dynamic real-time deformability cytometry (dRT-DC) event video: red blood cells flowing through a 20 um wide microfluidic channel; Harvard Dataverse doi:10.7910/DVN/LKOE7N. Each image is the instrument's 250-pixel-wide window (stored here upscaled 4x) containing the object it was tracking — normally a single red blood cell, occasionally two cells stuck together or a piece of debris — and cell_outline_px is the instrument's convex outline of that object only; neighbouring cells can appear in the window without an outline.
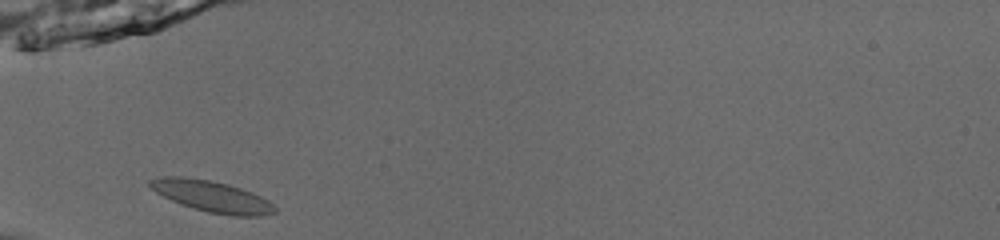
{"species": "common noctule bat (a hibernating species)", "species_latin": "Nyctalus noctula", "temperature_condition": "room temperature", "stored_images_in_passage": 34, "camera_frame_rate_fps": 3000, "um_per_image_px": 0.085, "animal": {"sex": "male", "body_mass_g": 13.0, "forearm_length_mm": 53.1}, "frame": {"image": 1, "passage_image": 1, "time_ms": 0.0, "image_size_px": [1000, 240], "cell_outline_px": [[276, 212], [264, 216], [232, 216], [208, 212], [192, 208], [180, 204], [156, 192], [148, 184], [148, 180], [160, 176], [180, 176], [208, 180], [228, 184], [252, 192], [268, 200], [276, 208]], "centroid_in_image_um": [18.01, 16.69], "position_along_channel_um": 67.0, "area_um2": 22.72}}
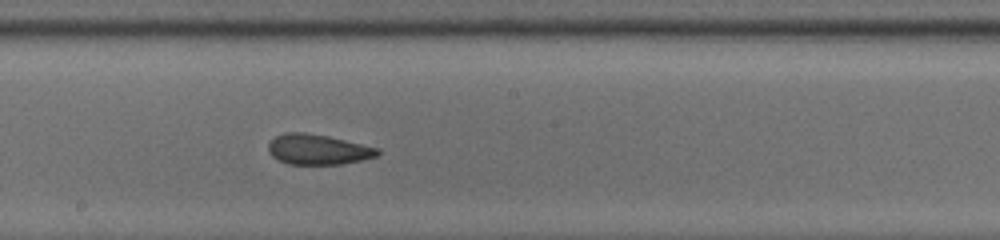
{"frame": {"image": 2, "passage_image": 13, "time_ms": 4.0, "image_size_px": [1000, 240], "cell_outline_px": [[380, 152], [376, 156], [344, 164], [288, 164], [272, 156], [268, 152], [268, 144], [276, 136], [284, 132], [304, 132], [328, 136], [380, 148]], "centroid_in_image_um": [27.02, 12.7], "position_along_channel_um": 221.2, "area_um2": 19.25}}
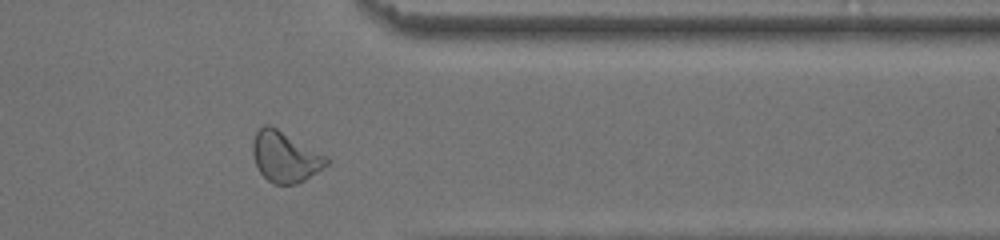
{"frame": {"image": 3, "passage_image": 26, "time_ms": 8.333, "image_size_px": [1000, 240], "cell_outline_px": [[332, 160], [328, 164], [304, 180], [296, 184], [276, 184], [268, 180], [260, 172], [256, 164], [252, 152], [252, 140], [256, 132], [264, 124], [268, 124], [276, 128], [328, 156]], "centroid_in_image_um": [24.24, 13.32], "position_along_channel_um": 387.2, "area_um2": 21.62}, "authors_computed_cell_mechanics": {"area_um2": 20.1433, "velocity_mm_per_s": 3.9177, "shape_relaxation_time_tau1_ms": 8.8139, "shape_relaxation_time_tau2_ms": 1.9101, "deformation_change_tau1": 0.1738, "deformation_change_tau2": 0.0927}}